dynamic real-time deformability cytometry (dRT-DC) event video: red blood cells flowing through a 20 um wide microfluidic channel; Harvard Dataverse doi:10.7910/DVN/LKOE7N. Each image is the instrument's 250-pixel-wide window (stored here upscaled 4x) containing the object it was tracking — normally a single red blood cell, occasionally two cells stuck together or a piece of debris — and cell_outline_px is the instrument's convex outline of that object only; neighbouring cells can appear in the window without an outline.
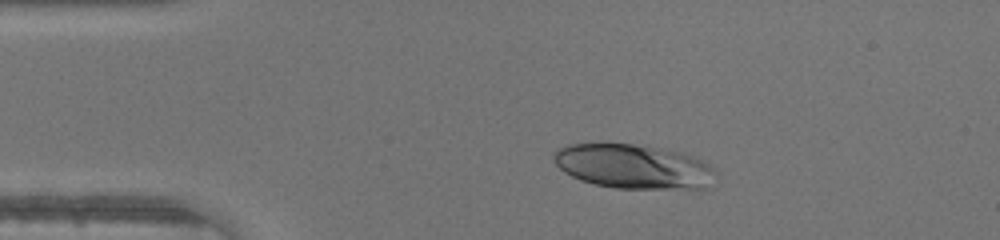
{"species": "human", "species_latin": "Homo sapiens", "temperature_condition": "warm", "stored_images_in_passage": 39, "camera_frame_rate_fps": 3000, "um_per_image_px": 0.085, "donor": {"sex": "male"}, "frame": {"image": 1, "passage_image": 2, "time_ms": 0.333, "image_size_px": [1000, 240], "cell_outline_px": [[716, 172], [712, 188], [616, 188], [596, 184], [580, 180], [564, 172], [552, 160], [552, 152], [568, 144], [632, 144], [660, 148], [680, 152], [692, 156], [716, 168]], "centroid_in_image_um": [53.86, 14.16], "position_along_channel_um": 31.1, "area_um2": 41.91}}
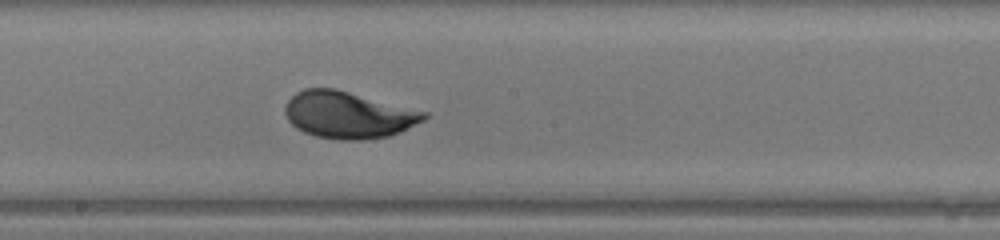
{"frame": {"image": 2, "passage_image": 18, "time_ms": 5.667, "image_size_px": [1000, 240], "cell_outline_px": [[428, 116], [424, 120], [400, 132], [388, 136], [360, 140], [340, 140], [316, 136], [304, 132], [296, 128], [288, 120], [284, 112], [284, 108], [288, 100], [296, 92], [304, 88], [336, 88], [428, 112]], "centroid_in_image_um": [29.59, 9.76], "position_along_channel_um": 218.6, "area_um2": 38.03}}
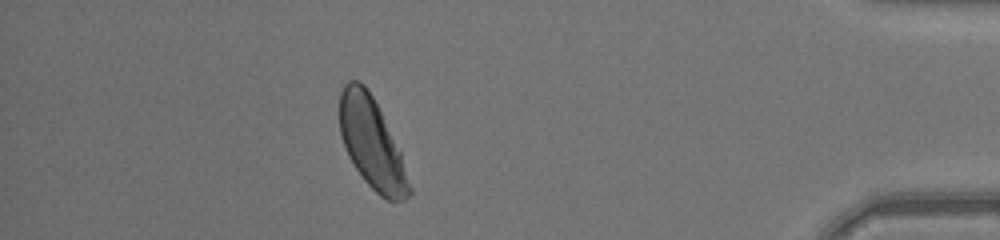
{"frame": {"image": 3, "passage_image": 34, "time_ms": 11.0, "image_size_px": [1000, 240], "cell_outline_px": [[412, 192], [404, 200], [388, 200], [380, 196], [364, 180], [348, 156], [340, 136], [340, 92], [344, 84], [348, 80], [356, 80], [364, 84], [372, 96], [400, 148], [412, 188]], "centroid_in_image_um": [31.62, 12.19], "position_along_channel_um": 403.6, "area_um2": 36.76}}